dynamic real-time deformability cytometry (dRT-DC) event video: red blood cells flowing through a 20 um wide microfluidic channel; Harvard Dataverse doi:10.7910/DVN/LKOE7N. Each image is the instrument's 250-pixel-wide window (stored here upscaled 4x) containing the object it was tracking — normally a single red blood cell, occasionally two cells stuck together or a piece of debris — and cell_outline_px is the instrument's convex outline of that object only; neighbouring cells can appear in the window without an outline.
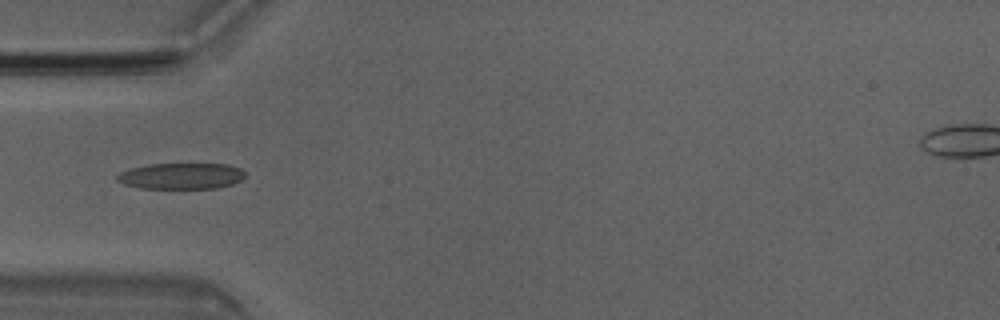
{"species": "Egyptian fruit bat (a non-hibernating species)", "species_latin": "Rousettus aegyptiacus", "temperature_condition": "room temperature", "stored_images_in_passage": 5, "camera_frame_rate_fps": 3000, "um_per_image_px": 0.085, "animal": {"sex": "male"}, "frame": {"image": 1, "passage_image": 5, "time_ms": 1.333, "image_size_px": [1000, 320], "cell_outline_px": [[244, 176], [240, 180], [232, 184], [216, 188], [140, 188], [124, 184], [116, 180], [116, 176], [120, 172], [132, 168], [148, 164], [228, 164], [240, 168], [244, 172]], "centroid_in_image_um": [15.39, 14.96], "position_along_channel_um": 69.6, "area_um2": 19.36}}